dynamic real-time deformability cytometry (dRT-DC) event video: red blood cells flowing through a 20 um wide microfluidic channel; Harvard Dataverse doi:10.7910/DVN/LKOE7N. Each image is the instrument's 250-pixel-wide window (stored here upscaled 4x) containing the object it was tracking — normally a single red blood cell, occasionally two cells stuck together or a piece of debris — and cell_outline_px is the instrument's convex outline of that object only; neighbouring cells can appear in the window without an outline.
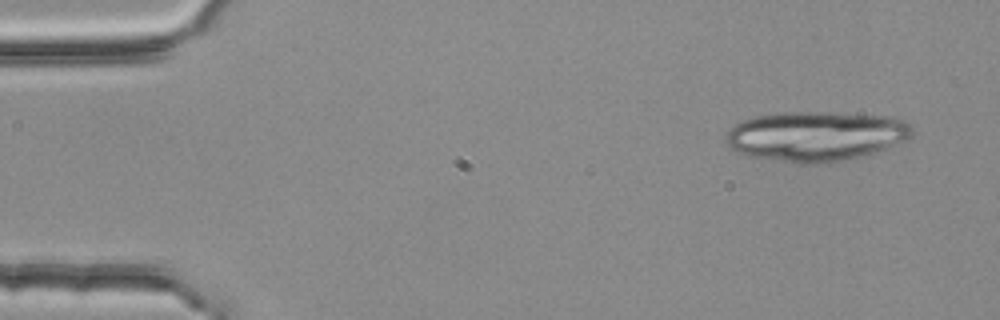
{"species": "common noctule bat (a hibernating species)", "species_latin": "Nyctalus noctula", "temperature_condition": "room temperature", "stored_images_in_passage": 3, "camera_frame_rate_fps": 3000, "um_per_image_px": 0.085, "animal": {"sex": "female", "body_mass_g": 25.1}, "frame": {"image": 1, "passage_image": 1, "time_ms": 0.0, "image_size_px": [1000, 320], "cell_outline_px": [[912, 132], [904, 140], [888, 148], [840, 160], [812, 164], [800, 164], [748, 156], [736, 152], [728, 144], [724, 136], [732, 124], [740, 120], [756, 116], [784, 112], [832, 112], [896, 116], [904, 120], [912, 128]], "centroid_in_image_um": [69.29, 11.55], "position_along_channel_um": 15.7, "area_um2": 54.16}}